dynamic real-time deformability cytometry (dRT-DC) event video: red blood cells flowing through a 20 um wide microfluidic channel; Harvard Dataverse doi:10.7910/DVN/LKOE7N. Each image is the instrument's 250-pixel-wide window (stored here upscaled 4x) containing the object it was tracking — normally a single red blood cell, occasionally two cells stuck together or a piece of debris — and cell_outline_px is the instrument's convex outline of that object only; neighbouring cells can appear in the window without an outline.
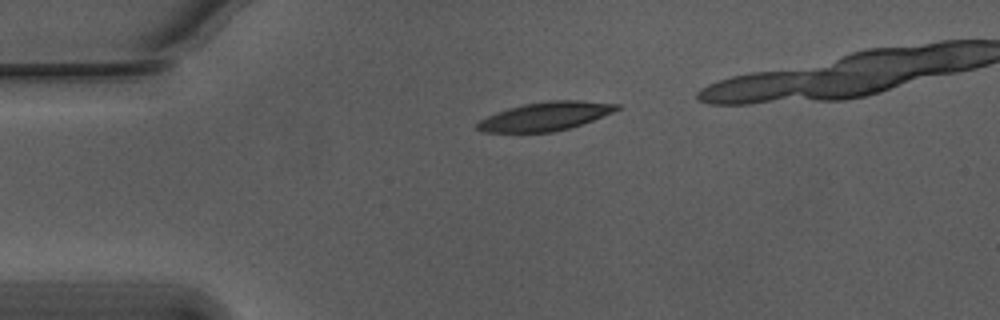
{"species": "Egyptian fruit bat (a non-hibernating species)", "species_latin": "Rousettus aegyptiacus", "temperature_condition": "warm", "stored_images_in_passage": 35, "camera_frame_rate_fps": 3000, "um_per_image_px": 0.085, "animal": {"sex": "male"}, "frame": {"image": 1, "passage_image": 1, "time_ms": 0.0, "image_size_px": [1000, 320], "cell_outline_px": [[620, 108], [612, 112], [592, 120], [568, 128], [552, 132], [484, 132], [476, 128], [476, 124], [480, 120], [488, 116], [508, 108], [524, 104], [548, 100], [580, 100], [620, 104]], "centroid_in_image_um": [46.35, 9.88], "position_along_channel_um": 38.6, "area_um2": 22.95}}
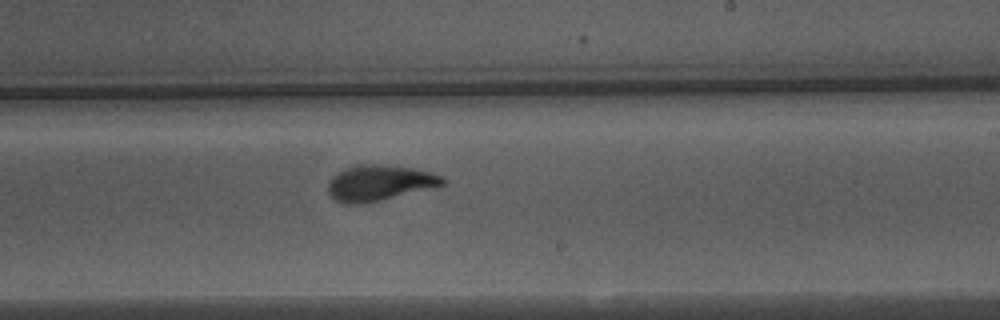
{"frame": {"image": 2, "passage_image": 21, "time_ms": 6.667, "image_size_px": [1000, 320], "cell_outline_px": [[448, 180], [444, 184], [380, 200], [360, 204], [344, 204], [336, 200], [328, 192], [328, 180], [332, 176], [344, 168], [356, 164], [380, 164], [412, 168], [432, 172]], "centroid_in_image_um": [32.2, 15.53], "position_along_channel_um": 256.8, "area_um2": 23.64}}
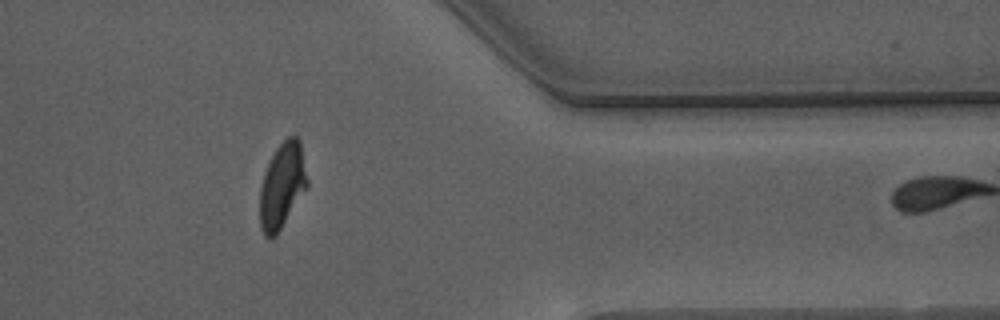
{"frame": {"image": 3, "passage_image": 33, "time_ms": 10.667, "image_size_px": [1000, 320], "cell_outline_px": [[308, 184], [276, 236], [272, 240], [264, 236], [260, 228], [260, 188], [264, 172], [276, 148], [288, 136], [296, 136], [300, 140], [308, 180]], "centroid_in_image_um": [23.96, 15.79], "position_along_channel_um": 387.4, "area_um2": 23.41}}